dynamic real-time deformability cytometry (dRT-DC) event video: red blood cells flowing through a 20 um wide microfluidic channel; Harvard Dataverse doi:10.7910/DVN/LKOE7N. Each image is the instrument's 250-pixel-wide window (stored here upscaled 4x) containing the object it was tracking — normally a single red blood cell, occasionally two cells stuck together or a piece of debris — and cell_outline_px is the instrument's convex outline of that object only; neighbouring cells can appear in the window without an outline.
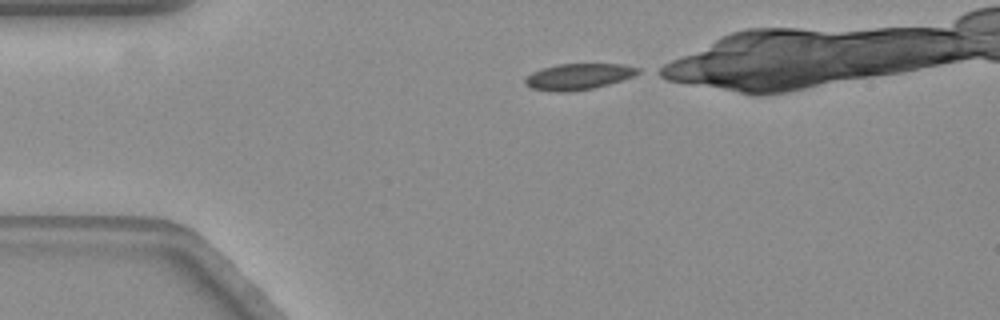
{"species": "common noctule bat (a hibernating species)", "species_latin": "Nyctalus noctula", "temperature_condition": "warm", "stored_images_in_passage": 35, "camera_frame_rate_fps": 3000, "um_per_image_px": 0.085, "animal": {"sex": "female", "body_mass_g": 19.3, "forearm_length_mm": 54.1}, "frame": {"image": 1, "passage_image": 1, "time_ms": 0.0, "image_size_px": [1000, 320], "cell_outline_px": [[640, 72], [632, 76], [596, 88], [568, 92], [552, 92], [532, 88], [524, 84], [524, 80], [532, 72], [540, 68], [556, 64], [624, 64], [640, 68]], "centroid_in_image_um": [49.13, 6.51], "position_along_channel_um": 35.9, "area_um2": 17.28}}